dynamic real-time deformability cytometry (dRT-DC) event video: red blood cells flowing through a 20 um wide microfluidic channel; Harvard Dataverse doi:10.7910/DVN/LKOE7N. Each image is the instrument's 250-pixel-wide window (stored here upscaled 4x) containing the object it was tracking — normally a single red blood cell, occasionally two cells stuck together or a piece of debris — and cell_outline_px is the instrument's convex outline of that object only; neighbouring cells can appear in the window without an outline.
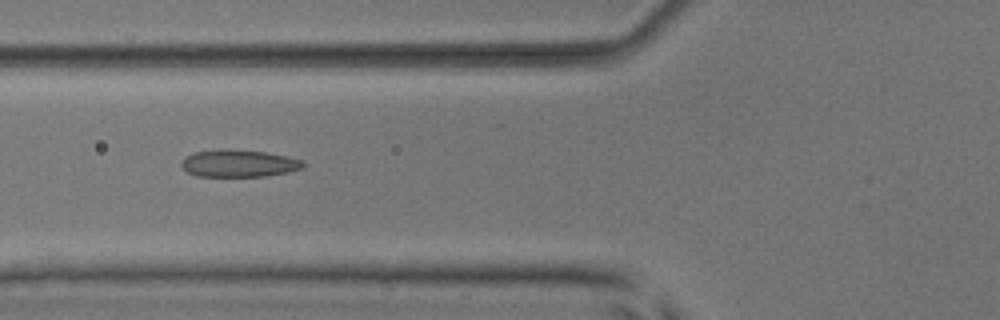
{"species": "common noctule bat (a hibernating species)", "species_latin": "Nyctalus noctula", "temperature_condition": "room temperature", "stored_images_in_passage": 7, "camera_frame_rate_fps": 3000, "um_per_image_px": 0.085, "animal": {"sex": "male", "body_mass_g": 17.9, "forearm_length_mm": 54.2}, "frame": {"image": 1, "passage_image": 6, "time_ms": 5.667, "image_size_px": [1000, 320], "cell_outline_px": [[304, 168], [288, 172], [264, 176], [196, 176], [188, 172], [180, 164], [184, 156], [192, 152], [220, 148], [268, 152], [288, 156], [304, 160]], "centroid_in_image_um": [20.29, 13.87], "position_along_channel_um": 105.5, "area_um2": 19.65}}
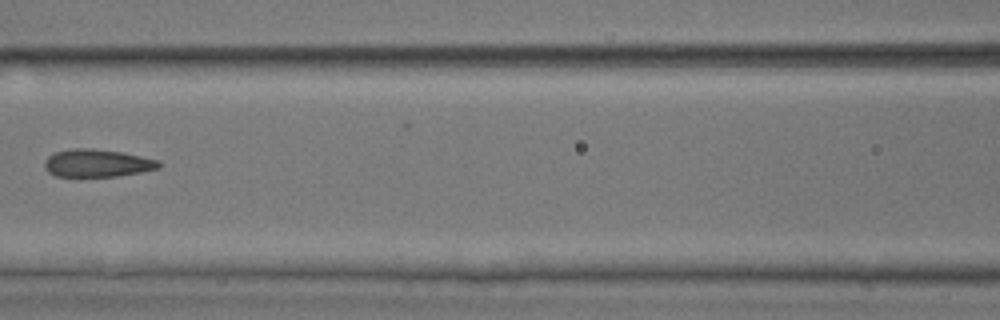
{"frame": {"image": 2, "passage_image": 7, "time_ms": 7.0, "image_size_px": [1000, 320], "cell_outline_px": [[160, 168], [140, 172], [116, 176], [56, 176], [48, 172], [44, 168], [44, 160], [48, 156], [56, 152], [72, 148], [92, 148], [120, 152], [160, 160]], "centroid_in_image_um": [8.24, 13.86], "position_along_channel_um": 158.4, "area_um2": 18.38}}